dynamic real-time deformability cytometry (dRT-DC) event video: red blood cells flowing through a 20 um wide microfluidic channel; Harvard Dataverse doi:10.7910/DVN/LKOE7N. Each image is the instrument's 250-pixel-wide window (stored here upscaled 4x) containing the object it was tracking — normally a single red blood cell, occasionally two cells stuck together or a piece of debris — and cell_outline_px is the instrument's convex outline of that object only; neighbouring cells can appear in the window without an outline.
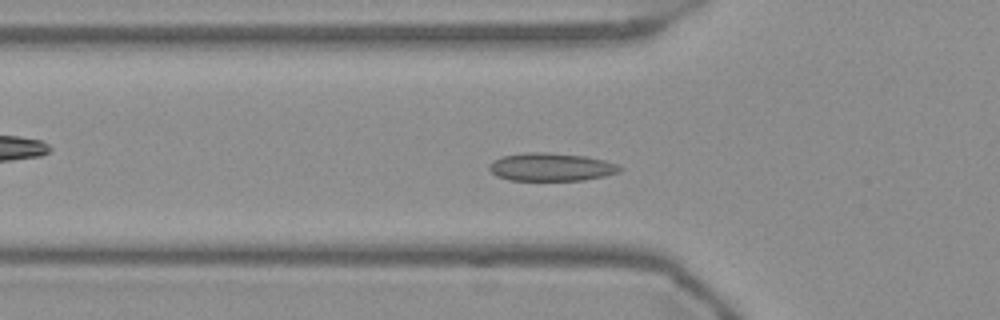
{"species": "Egyptian fruit bat (a non-hibernating species)", "species_latin": "Rousettus aegyptiacus", "temperature_condition": "warm", "stored_images_in_passage": 54, "camera_frame_rate_fps": 3000, "um_per_image_px": 0.085, "frame": {"image": 1, "passage_image": 18, "time_ms": 5.667, "image_size_px": [1000, 320], "cell_outline_px": [[624, 168], [620, 172], [604, 176], [584, 180], [508, 180], [496, 176], [488, 168], [488, 164], [492, 160], [500, 156], [524, 152], [548, 152], [588, 156], [604, 160], [616, 164]], "centroid_in_image_um": [46.82, 14.18], "position_along_channel_um": 79.0, "area_um2": 21.68}}
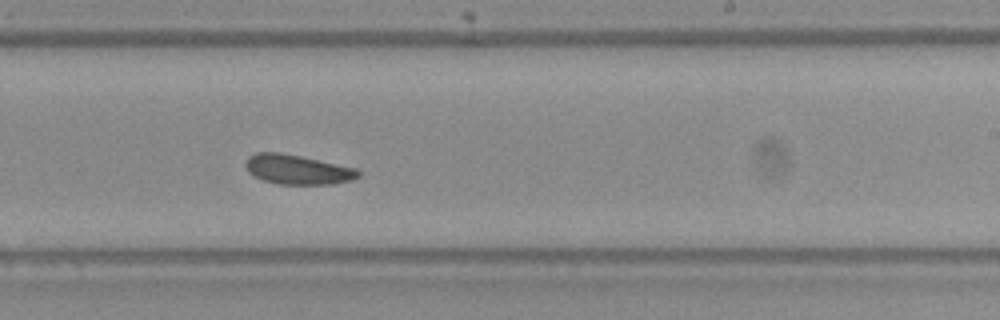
{"frame": {"image": 2, "passage_image": 33, "time_ms": 10.667, "image_size_px": [1000, 320], "cell_outline_px": [[360, 176], [352, 180], [332, 184], [276, 184], [264, 180], [248, 172], [244, 164], [244, 160], [248, 156], [256, 152], [280, 152], [300, 156], [356, 168], [360, 172]], "centroid_in_image_um": [25.26, 14.4], "position_along_channel_um": 263.7, "area_um2": 19.48}}
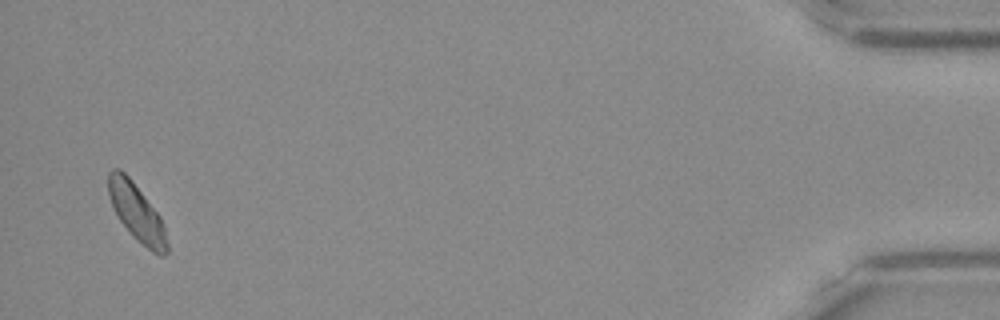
{"frame": {"image": 3, "passage_image": 53, "time_ms": 17.333, "image_size_px": [1000, 320], "cell_outline_px": [[168, 252], [164, 256], [160, 256], [152, 252], [136, 240], [132, 236], [120, 220], [108, 196], [108, 172], [112, 168], [120, 168], [132, 180], [160, 216], [164, 228], [168, 244]], "centroid_in_image_um": [11.62, 18.07], "position_along_channel_um": 423.6, "area_um2": 19.54}, "authors_computed_cell_mechanics": {"area_um2": 19.9699, "velocity_mm_per_s": 3.688, "shape_relaxation_time_tau1_ms": 2.4203, "shape_relaxation_time_tau2_ms": 5.8563, "deformation_change_tau1": 0.0517, "deformation_change_tau2": 0.0795}}